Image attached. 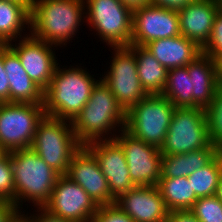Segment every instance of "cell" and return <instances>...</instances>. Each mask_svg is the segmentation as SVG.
I'll use <instances>...</instances> for the list:
<instances>
[{
    "mask_svg": "<svg viewBox=\"0 0 222 222\" xmlns=\"http://www.w3.org/2000/svg\"><path fill=\"white\" fill-rule=\"evenodd\" d=\"M167 70L187 66L202 51L193 41L183 35L158 39L145 46Z\"/></svg>",
    "mask_w": 222,
    "mask_h": 222,
    "instance_id": "ffe728a7",
    "label": "cell"
},
{
    "mask_svg": "<svg viewBox=\"0 0 222 222\" xmlns=\"http://www.w3.org/2000/svg\"><path fill=\"white\" fill-rule=\"evenodd\" d=\"M37 212L39 213L36 216L34 214L33 216H27V214L21 213V222H72L49 213L43 207H38Z\"/></svg>",
    "mask_w": 222,
    "mask_h": 222,
    "instance_id": "836d02e7",
    "label": "cell"
},
{
    "mask_svg": "<svg viewBox=\"0 0 222 222\" xmlns=\"http://www.w3.org/2000/svg\"><path fill=\"white\" fill-rule=\"evenodd\" d=\"M2 58L9 78L10 103L43 105L44 91L27 75L18 55L8 45H2Z\"/></svg>",
    "mask_w": 222,
    "mask_h": 222,
    "instance_id": "d6986e66",
    "label": "cell"
},
{
    "mask_svg": "<svg viewBox=\"0 0 222 222\" xmlns=\"http://www.w3.org/2000/svg\"><path fill=\"white\" fill-rule=\"evenodd\" d=\"M129 47L135 53L138 78L143 89L148 95L162 94L168 70L155 59L145 46L130 45Z\"/></svg>",
    "mask_w": 222,
    "mask_h": 222,
    "instance_id": "603a6c76",
    "label": "cell"
},
{
    "mask_svg": "<svg viewBox=\"0 0 222 222\" xmlns=\"http://www.w3.org/2000/svg\"><path fill=\"white\" fill-rule=\"evenodd\" d=\"M92 222H135L115 204L100 205Z\"/></svg>",
    "mask_w": 222,
    "mask_h": 222,
    "instance_id": "1f68e13d",
    "label": "cell"
},
{
    "mask_svg": "<svg viewBox=\"0 0 222 222\" xmlns=\"http://www.w3.org/2000/svg\"><path fill=\"white\" fill-rule=\"evenodd\" d=\"M218 154V146L210 143L206 148L185 154L162 155L161 177H188L207 165Z\"/></svg>",
    "mask_w": 222,
    "mask_h": 222,
    "instance_id": "7402d4cb",
    "label": "cell"
},
{
    "mask_svg": "<svg viewBox=\"0 0 222 222\" xmlns=\"http://www.w3.org/2000/svg\"><path fill=\"white\" fill-rule=\"evenodd\" d=\"M222 175V155L218 153L207 165L190 174L188 182L197 198L213 196Z\"/></svg>",
    "mask_w": 222,
    "mask_h": 222,
    "instance_id": "4316f807",
    "label": "cell"
},
{
    "mask_svg": "<svg viewBox=\"0 0 222 222\" xmlns=\"http://www.w3.org/2000/svg\"><path fill=\"white\" fill-rule=\"evenodd\" d=\"M10 1L23 3L30 10L34 0H10Z\"/></svg>",
    "mask_w": 222,
    "mask_h": 222,
    "instance_id": "60d3db41",
    "label": "cell"
},
{
    "mask_svg": "<svg viewBox=\"0 0 222 222\" xmlns=\"http://www.w3.org/2000/svg\"><path fill=\"white\" fill-rule=\"evenodd\" d=\"M7 201L0 200V222H21V211Z\"/></svg>",
    "mask_w": 222,
    "mask_h": 222,
    "instance_id": "d6a6232c",
    "label": "cell"
},
{
    "mask_svg": "<svg viewBox=\"0 0 222 222\" xmlns=\"http://www.w3.org/2000/svg\"><path fill=\"white\" fill-rule=\"evenodd\" d=\"M206 116L210 142L219 146L222 143V86L218 88L211 104L206 108Z\"/></svg>",
    "mask_w": 222,
    "mask_h": 222,
    "instance_id": "83f0119b",
    "label": "cell"
},
{
    "mask_svg": "<svg viewBox=\"0 0 222 222\" xmlns=\"http://www.w3.org/2000/svg\"><path fill=\"white\" fill-rule=\"evenodd\" d=\"M71 123L77 141L86 145L96 140L114 139V134L105 137L116 127L125 128L126 112L100 78L88 102Z\"/></svg>",
    "mask_w": 222,
    "mask_h": 222,
    "instance_id": "3957f363",
    "label": "cell"
},
{
    "mask_svg": "<svg viewBox=\"0 0 222 222\" xmlns=\"http://www.w3.org/2000/svg\"><path fill=\"white\" fill-rule=\"evenodd\" d=\"M84 10V0H34L30 9V35L47 44L65 45L77 34L85 18Z\"/></svg>",
    "mask_w": 222,
    "mask_h": 222,
    "instance_id": "6da1fadb",
    "label": "cell"
},
{
    "mask_svg": "<svg viewBox=\"0 0 222 222\" xmlns=\"http://www.w3.org/2000/svg\"><path fill=\"white\" fill-rule=\"evenodd\" d=\"M175 106L163 95H147L126 113L125 129L145 143L160 148Z\"/></svg>",
    "mask_w": 222,
    "mask_h": 222,
    "instance_id": "8992f818",
    "label": "cell"
},
{
    "mask_svg": "<svg viewBox=\"0 0 222 222\" xmlns=\"http://www.w3.org/2000/svg\"><path fill=\"white\" fill-rule=\"evenodd\" d=\"M219 5V12L222 14V0H217Z\"/></svg>",
    "mask_w": 222,
    "mask_h": 222,
    "instance_id": "7bdbcfd3",
    "label": "cell"
},
{
    "mask_svg": "<svg viewBox=\"0 0 222 222\" xmlns=\"http://www.w3.org/2000/svg\"><path fill=\"white\" fill-rule=\"evenodd\" d=\"M215 196H216V197L221 201V203H222V175H221V178H220L219 185H218V187H217Z\"/></svg>",
    "mask_w": 222,
    "mask_h": 222,
    "instance_id": "ab89813d",
    "label": "cell"
},
{
    "mask_svg": "<svg viewBox=\"0 0 222 222\" xmlns=\"http://www.w3.org/2000/svg\"><path fill=\"white\" fill-rule=\"evenodd\" d=\"M17 44L12 45L11 42L7 45L18 55L27 75L44 91L50 85L58 65L52 50L56 46L38 40L30 33L19 39Z\"/></svg>",
    "mask_w": 222,
    "mask_h": 222,
    "instance_id": "2e32d148",
    "label": "cell"
},
{
    "mask_svg": "<svg viewBox=\"0 0 222 222\" xmlns=\"http://www.w3.org/2000/svg\"><path fill=\"white\" fill-rule=\"evenodd\" d=\"M0 200L11 202L15 205L13 170L8 153L0 160Z\"/></svg>",
    "mask_w": 222,
    "mask_h": 222,
    "instance_id": "f546056e",
    "label": "cell"
},
{
    "mask_svg": "<svg viewBox=\"0 0 222 222\" xmlns=\"http://www.w3.org/2000/svg\"><path fill=\"white\" fill-rule=\"evenodd\" d=\"M198 1L200 0H150V5L179 11L187 5Z\"/></svg>",
    "mask_w": 222,
    "mask_h": 222,
    "instance_id": "d590c367",
    "label": "cell"
},
{
    "mask_svg": "<svg viewBox=\"0 0 222 222\" xmlns=\"http://www.w3.org/2000/svg\"><path fill=\"white\" fill-rule=\"evenodd\" d=\"M190 210L200 222H222V203L215 195L198 198Z\"/></svg>",
    "mask_w": 222,
    "mask_h": 222,
    "instance_id": "f1b7e54d",
    "label": "cell"
},
{
    "mask_svg": "<svg viewBox=\"0 0 222 222\" xmlns=\"http://www.w3.org/2000/svg\"><path fill=\"white\" fill-rule=\"evenodd\" d=\"M6 102H10L9 78L4 69L2 45H0V103Z\"/></svg>",
    "mask_w": 222,
    "mask_h": 222,
    "instance_id": "e575fe53",
    "label": "cell"
},
{
    "mask_svg": "<svg viewBox=\"0 0 222 222\" xmlns=\"http://www.w3.org/2000/svg\"><path fill=\"white\" fill-rule=\"evenodd\" d=\"M82 145L77 141L71 121L44 115L30 146L44 162L65 175L72 156Z\"/></svg>",
    "mask_w": 222,
    "mask_h": 222,
    "instance_id": "5b68a950",
    "label": "cell"
},
{
    "mask_svg": "<svg viewBox=\"0 0 222 222\" xmlns=\"http://www.w3.org/2000/svg\"><path fill=\"white\" fill-rule=\"evenodd\" d=\"M11 158L15 185V206L30 200L33 205L43 207L50 199L54 185L60 176L31 148L7 152Z\"/></svg>",
    "mask_w": 222,
    "mask_h": 222,
    "instance_id": "277c9868",
    "label": "cell"
},
{
    "mask_svg": "<svg viewBox=\"0 0 222 222\" xmlns=\"http://www.w3.org/2000/svg\"><path fill=\"white\" fill-rule=\"evenodd\" d=\"M156 186L168 211L191 209L198 200L187 177L160 178Z\"/></svg>",
    "mask_w": 222,
    "mask_h": 222,
    "instance_id": "d4e9b609",
    "label": "cell"
},
{
    "mask_svg": "<svg viewBox=\"0 0 222 222\" xmlns=\"http://www.w3.org/2000/svg\"><path fill=\"white\" fill-rule=\"evenodd\" d=\"M111 48H114L112 50L115 54L111 57L113 59L109 67L110 71L108 70L101 80L127 113L148 94L138 78L134 51L129 46Z\"/></svg>",
    "mask_w": 222,
    "mask_h": 222,
    "instance_id": "30bf717a",
    "label": "cell"
},
{
    "mask_svg": "<svg viewBox=\"0 0 222 222\" xmlns=\"http://www.w3.org/2000/svg\"><path fill=\"white\" fill-rule=\"evenodd\" d=\"M132 12L150 5V0H119Z\"/></svg>",
    "mask_w": 222,
    "mask_h": 222,
    "instance_id": "74e56055",
    "label": "cell"
},
{
    "mask_svg": "<svg viewBox=\"0 0 222 222\" xmlns=\"http://www.w3.org/2000/svg\"><path fill=\"white\" fill-rule=\"evenodd\" d=\"M115 205L135 222H165L168 210L156 185L135 186L120 195Z\"/></svg>",
    "mask_w": 222,
    "mask_h": 222,
    "instance_id": "e0dca14e",
    "label": "cell"
},
{
    "mask_svg": "<svg viewBox=\"0 0 222 222\" xmlns=\"http://www.w3.org/2000/svg\"><path fill=\"white\" fill-rule=\"evenodd\" d=\"M44 106L30 103H0V145L7 151L30 148Z\"/></svg>",
    "mask_w": 222,
    "mask_h": 222,
    "instance_id": "9c48e42d",
    "label": "cell"
},
{
    "mask_svg": "<svg viewBox=\"0 0 222 222\" xmlns=\"http://www.w3.org/2000/svg\"><path fill=\"white\" fill-rule=\"evenodd\" d=\"M210 143L206 109L176 107L160 152L185 154L206 148Z\"/></svg>",
    "mask_w": 222,
    "mask_h": 222,
    "instance_id": "52a82bcc",
    "label": "cell"
},
{
    "mask_svg": "<svg viewBox=\"0 0 222 222\" xmlns=\"http://www.w3.org/2000/svg\"><path fill=\"white\" fill-rule=\"evenodd\" d=\"M85 146L96 157L115 199L136 186L131 181L122 146L115 139L96 140Z\"/></svg>",
    "mask_w": 222,
    "mask_h": 222,
    "instance_id": "9a60e30c",
    "label": "cell"
},
{
    "mask_svg": "<svg viewBox=\"0 0 222 222\" xmlns=\"http://www.w3.org/2000/svg\"><path fill=\"white\" fill-rule=\"evenodd\" d=\"M218 153L222 155V143L218 146Z\"/></svg>",
    "mask_w": 222,
    "mask_h": 222,
    "instance_id": "ee69618b",
    "label": "cell"
},
{
    "mask_svg": "<svg viewBox=\"0 0 222 222\" xmlns=\"http://www.w3.org/2000/svg\"><path fill=\"white\" fill-rule=\"evenodd\" d=\"M64 69L57 65L50 85L44 90L43 106L45 115L72 122L100 80L81 66Z\"/></svg>",
    "mask_w": 222,
    "mask_h": 222,
    "instance_id": "7a4b0ae2",
    "label": "cell"
},
{
    "mask_svg": "<svg viewBox=\"0 0 222 222\" xmlns=\"http://www.w3.org/2000/svg\"><path fill=\"white\" fill-rule=\"evenodd\" d=\"M25 24L30 28V10L23 3L0 0V45L22 39Z\"/></svg>",
    "mask_w": 222,
    "mask_h": 222,
    "instance_id": "cb8c5ba5",
    "label": "cell"
},
{
    "mask_svg": "<svg viewBox=\"0 0 222 222\" xmlns=\"http://www.w3.org/2000/svg\"><path fill=\"white\" fill-rule=\"evenodd\" d=\"M119 132L114 139L122 146L131 181L136 186L157 185L161 177L160 148L143 142L125 128Z\"/></svg>",
    "mask_w": 222,
    "mask_h": 222,
    "instance_id": "8fae6325",
    "label": "cell"
},
{
    "mask_svg": "<svg viewBox=\"0 0 222 222\" xmlns=\"http://www.w3.org/2000/svg\"><path fill=\"white\" fill-rule=\"evenodd\" d=\"M213 60L215 63V70H216L218 82L220 86H222V52L218 53L213 58Z\"/></svg>",
    "mask_w": 222,
    "mask_h": 222,
    "instance_id": "f35d334b",
    "label": "cell"
},
{
    "mask_svg": "<svg viewBox=\"0 0 222 222\" xmlns=\"http://www.w3.org/2000/svg\"><path fill=\"white\" fill-rule=\"evenodd\" d=\"M7 154V151L0 145V160Z\"/></svg>",
    "mask_w": 222,
    "mask_h": 222,
    "instance_id": "b9f144b4",
    "label": "cell"
},
{
    "mask_svg": "<svg viewBox=\"0 0 222 222\" xmlns=\"http://www.w3.org/2000/svg\"><path fill=\"white\" fill-rule=\"evenodd\" d=\"M165 222H200L190 209L168 211Z\"/></svg>",
    "mask_w": 222,
    "mask_h": 222,
    "instance_id": "8d00e7d4",
    "label": "cell"
},
{
    "mask_svg": "<svg viewBox=\"0 0 222 222\" xmlns=\"http://www.w3.org/2000/svg\"><path fill=\"white\" fill-rule=\"evenodd\" d=\"M186 68L192 79L193 107L206 109L220 87L214 60L201 53Z\"/></svg>",
    "mask_w": 222,
    "mask_h": 222,
    "instance_id": "44dd1931",
    "label": "cell"
},
{
    "mask_svg": "<svg viewBox=\"0 0 222 222\" xmlns=\"http://www.w3.org/2000/svg\"><path fill=\"white\" fill-rule=\"evenodd\" d=\"M43 208L72 222H92L98 205L79 184L65 175H60L49 201Z\"/></svg>",
    "mask_w": 222,
    "mask_h": 222,
    "instance_id": "7c38bea8",
    "label": "cell"
},
{
    "mask_svg": "<svg viewBox=\"0 0 222 222\" xmlns=\"http://www.w3.org/2000/svg\"><path fill=\"white\" fill-rule=\"evenodd\" d=\"M180 35L178 11L153 5L133 11L131 45Z\"/></svg>",
    "mask_w": 222,
    "mask_h": 222,
    "instance_id": "4fadbf2b",
    "label": "cell"
},
{
    "mask_svg": "<svg viewBox=\"0 0 222 222\" xmlns=\"http://www.w3.org/2000/svg\"><path fill=\"white\" fill-rule=\"evenodd\" d=\"M201 51L212 59L222 52V14L220 12L214 18L210 38Z\"/></svg>",
    "mask_w": 222,
    "mask_h": 222,
    "instance_id": "4dcf8cb0",
    "label": "cell"
},
{
    "mask_svg": "<svg viewBox=\"0 0 222 222\" xmlns=\"http://www.w3.org/2000/svg\"><path fill=\"white\" fill-rule=\"evenodd\" d=\"M65 176L79 184L98 206L115 204L96 157L85 145L72 156Z\"/></svg>",
    "mask_w": 222,
    "mask_h": 222,
    "instance_id": "5bb4252c",
    "label": "cell"
},
{
    "mask_svg": "<svg viewBox=\"0 0 222 222\" xmlns=\"http://www.w3.org/2000/svg\"><path fill=\"white\" fill-rule=\"evenodd\" d=\"M175 107H193L192 79L186 66L168 70L162 94Z\"/></svg>",
    "mask_w": 222,
    "mask_h": 222,
    "instance_id": "484cf974",
    "label": "cell"
},
{
    "mask_svg": "<svg viewBox=\"0 0 222 222\" xmlns=\"http://www.w3.org/2000/svg\"><path fill=\"white\" fill-rule=\"evenodd\" d=\"M86 23L110 47L130 46L133 12L119 0H85ZM88 14V15H87Z\"/></svg>",
    "mask_w": 222,
    "mask_h": 222,
    "instance_id": "ba28073f",
    "label": "cell"
},
{
    "mask_svg": "<svg viewBox=\"0 0 222 222\" xmlns=\"http://www.w3.org/2000/svg\"><path fill=\"white\" fill-rule=\"evenodd\" d=\"M218 12L217 0H200L187 5L178 11L180 34L202 48L210 38Z\"/></svg>",
    "mask_w": 222,
    "mask_h": 222,
    "instance_id": "ac0fdd59",
    "label": "cell"
}]
</instances>
